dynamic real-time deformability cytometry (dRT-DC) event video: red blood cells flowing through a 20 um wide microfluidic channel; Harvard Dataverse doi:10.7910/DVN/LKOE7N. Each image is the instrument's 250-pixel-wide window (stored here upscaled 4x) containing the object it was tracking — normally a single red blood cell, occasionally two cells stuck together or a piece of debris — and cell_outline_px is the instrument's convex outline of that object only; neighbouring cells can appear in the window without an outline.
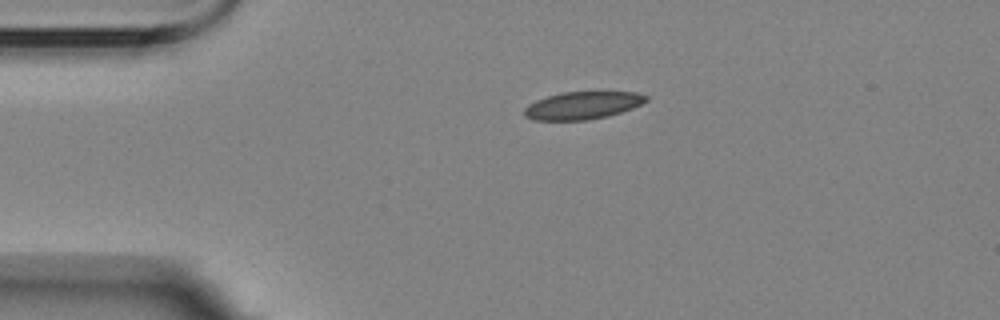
{"species": "Egyptian fruit bat (a non-hibernating species)", "species_latin": "Rousettus aegyptiacus", "temperature_condition": "room temperature", "stored_images_in_passage": 2, "camera_frame_rate_fps": 3000, "um_per_image_px": 0.085, "animal": {"sex": "female"}, "frame": {"image": 1, "passage_image": 1, "time_ms": 0.0, "image_size_px": [1000, 320], "cell_outline_px": [[648, 100], [632, 108], [608, 116], [584, 120], [536, 120], [524, 116], [524, 108], [528, 104], [536, 100], [560, 92], [636, 92], [648, 96]], "centroid_in_image_um": [49.5, 8.95], "position_along_channel_um": 35.5, "area_um2": 19.48}}